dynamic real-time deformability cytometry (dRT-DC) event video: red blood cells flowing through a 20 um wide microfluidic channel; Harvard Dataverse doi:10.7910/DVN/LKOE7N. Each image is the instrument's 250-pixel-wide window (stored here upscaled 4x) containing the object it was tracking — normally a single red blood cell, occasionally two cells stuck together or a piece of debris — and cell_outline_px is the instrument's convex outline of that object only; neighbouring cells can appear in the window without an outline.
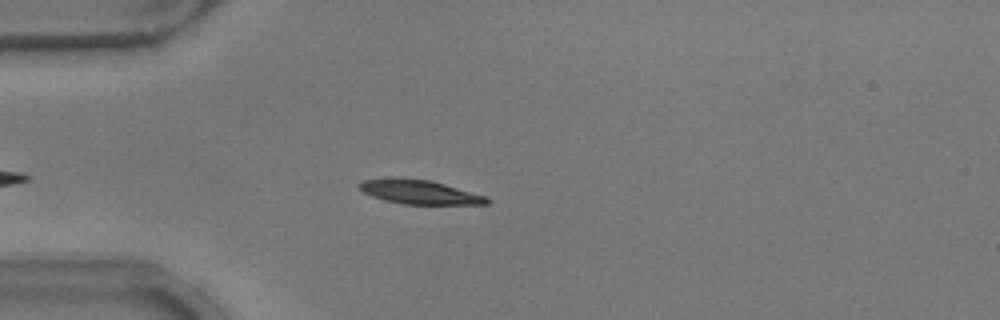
{"species": "common noctule bat (a hibernating species)", "species_latin": "Nyctalus noctula", "temperature_condition": "warm", "stored_images_in_passage": 41, "camera_frame_rate_fps": 3000, "um_per_image_px": 0.085, "animal": {"sex": "male", "body_mass_g": 17.9}, "frame": {"image": 1, "passage_image": 6, "time_ms": 1.667, "image_size_px": [1000, 320], "cell_outline_px": [[492, 200], [488, 204], [404, 204], [384, 200], [372, 196], [364, 192], [356, 184], [364, 180], [432, 180], [488, 196]], "centroid_in_image_um": [35.79, 16.36], "position_along_channel_um": 49.2, "area_um2": 17.34}}
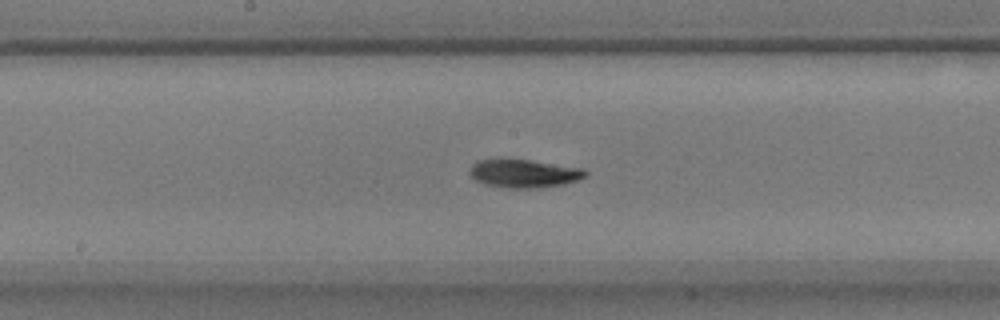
{"frame": {"image": 2, "passage_image": 19, "time_ms": 6.0, "image_size_px": [1000, 320], "cell_outline_px": [[588, 172], [584, 176], [576, 180], [564, 184], [540, 188], [508, 188], [484, 184], [476, 180], [468, 172], [472, 164], [476, 160], [500, 156], [532, 160], [584, 168]], "centroid_in_image_um": [44.47, 14.7], "position_along_channel_um": 203.7, "area_um2": 19.77}}
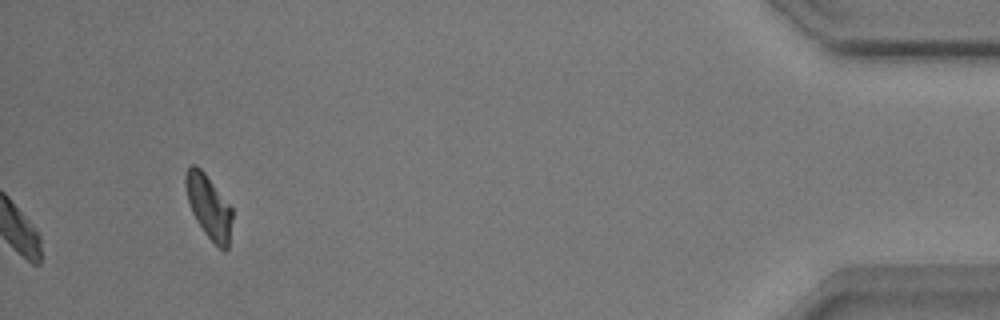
{"frame": {"image": 3, "passage_image": 41, "time_ms": 13.333, "image_size_px": [1000, 320], "cell_outline_px": [[232, 220], [228, 248], [224, 252], [204, 232], [196, 220], [192, 212], [188, 200], [184, 184], [184, 176], [188, 168], [192, 164], [196, 164], [204, 172], [232, 208]], "centroid_in_image_um": [17.73, 17.55], "position_along_channel_um": 417.5, "area_um2": 17.11}, "authors_computed_cell_mechanics": {"area_um2": 17.918, "velocity_mm_per_s": 3.861, "shape_relaxation_time_tau1_ms": 4.7141, "shape_relaxation_time_tau2_ms": 7.1331, "deformation_change_tau1": 0.1534, "deformation_change_tau2": 0.1071}}